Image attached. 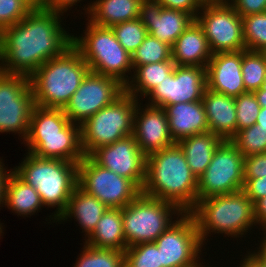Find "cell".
Wrapping results in <instances>:
<instances>
[{
  "label": "cell",
  "mask_w": 266,
  "mask_h": 267,
  "mask_svg": "<svg viewBox=\"0 0 266 267\" xmlns=\"http://www.w3.org/2000/svg\"><path fill=\"white\" fill-rule=\"evenodd\" d=\"M60 15L38 5L19 23L2 29L0 70L30 77L42 64L71 47L73 36L61 27Z\"/></svg>",
  "instance_id": "obj_1"
},
{
  "label": "cell",
  "mask_w": 266,
  "mask_h": 267,
  "mask_svg": "<svg viewBox=\"0 0 266 267\" xmlns=\"http://www.w3.org/2000/svg\"><path fill=\"white\" fill-rule=\"evenodd\" d=\"M198 179L175 143L146 157V177L141 193L176 205L190 213L197 204Z\"/></svg>",
  "instance_id": "obj_2"
},
{
  "label": "cell",
  "mask_w": 266,
  "mask_h": 267,
  "mask_svg": "<svg viewBox=\"0 0 266 267\" xmlns=\"http://www.w3.org/2000/svg\"><path fill=\"white\" fill-rule=\"evenodd\" d=\"M24 141L29 153L40 158L79 163L85 157L81 126L70 122L61 108L35 105Z\"/></svg>",
  "instance_id": "obj_3"
},
{
  "label": "cell",
  "mask_w": 266,
  "mask_h": 267,
  "mask_svg": "<svg viewBox=\"0 0 266 267\" xmlns=\"http://www.w3.org/2000/svg\"><path fill=\"white\" fill-rule=\"evenodd\" d=\"M89 71L73 45L61 56L51 58L29 77L35 105L63 109Z\"/></svg>",
  "instance_id": "obj_4"
},
{
  "label": "cell",
  "mask_w": 266,
  "mask_h": 267,
  "mask_svg": "<svg viewBox=\"0 0 266 267\" xmlns=\"http://www.w3.org/2000/svg\"><path fill=\"white\" fill-rule=\"evenodd\" d=\"M14 172L37 190L44 206L58 207L55 220L66 210L78 182V163L40 158L29 152Z\"/></svg>",
  "instance_id": "obj_5"
},
{
  "label": "cell",
  "mask_w": 266,
  "mask_h": 267,
  "mask_svg": "<svg viewBox=\"0 0 266 267\" xmlns=\"http://www.w3.org/2000/svg\"><path fill=\"white\" fill-rule=\"evenodd\" d=\"M190 213L195 218L202 244L210 232L239 237L256 224L254 203L243 190L201 199Z\"/></svg>",
  "instance_id": "obj_6"
},
{
  "label": "cell",
  "mask_w": 266,
  "mask_h": 267,
  "mask_svg": "<svg viewBox=\"0 0 266 267\" xmlns=\"http://www.w3.org/2000/svg\"><path fill=\"white\" fill-rule=\"evenodd\" d=\"M85 36L74 37L73 46L81 53L90 71L117 79L126 86V72L133 69L132 56L118 42L111 27L89 21Z\"/></svg>",
  "instance_id": "obj_7"
},
{
  "label": "cell",
  "mask_w": 266,
  "mask_h": 267,
  "mask_svg": "<svg viewBox=\"0 0 266 267\" xmlns=\"http://www.w3.org/2000/svg\"><path fill=\"white\" fill-rule=\"evenodd\" d=\"M138 100L124 92L114 102L81 124V143L85 156L101 146L133 135L134 114Z\"/></svg>",
  "instance_id": "obj_8"
},
{
  "label": "cell",
  "mask_w": 266,
  "mask_h": 267,
  "mask_svg": "<svg viewBox=\"0 0 266 267\" xmlns=\"http://www.w3.org/2000/svg\"><path fill=\"white\" fill-rule=\"evenodd\" d=\"M171 212L177 213L178 218L183 213L170 202L140 193L132 202L122 208L126 246L155 242L175 222L170 219L172 218Z\"/></svg>",
  "instance_id": "obj_9"
},
{
  "label": "cell",
  "mask_w": 266,
  "mask_h": 267,
  "mask_svg": "<svg viewBox=\"0 0 266 267\" xmlns=\"http://www.w3.org/2000/svg\"><path fill=\"white\" fill-rule=\"evenodd\" d=\"M77 185L108 208L122 209L141 193L130 179L102 167L90 156L78 163Z\"/></svg>",
  "instance_id": "obj_10"
},
{
  "label": "cell",
  "mask_w": 266,
  "mask_h": 267,
  "mask_svg": "<svg viewBox=\"0 0 266 267\" xmlns=\"http://www.w3.org/2000/svg\"><path fill=\"white\" fill-rule=\"evenodd\" d=\"M244 156L230 141L216 149L210 164L198 178L197 202L214 195L238 192L244 187Z\"/></svg>",
  "instance_id": "obj_11"
},
{
  "label": "cell",
  "mask_w": 266,
  "mask_h": 267,
  "mask_svg": "<svg viewBox=\"0 0 266 267\" xmlns=\"http://www.w3.org/2000/svg\"><path fill=\"white\" fill-rule=\"evenodd\" d=\"M228 1L202 4L200 10L204 11L195 18L203 29L212 54L246 49L242 16L228 4Z\"/></svg>",
  "instance_id": "obj_12"
},
{
  "label": "cell",
  "mask_w": 266,
  "mask_h": 267,
  "mask_svg": "<svg viewBox=\"0 0 266 267\" xmlns=\"http://www.w3.org/2000/svg\"><path fill=\"white\" fill-rule=\"evenodd\" d=\"M35 107L30 79L24 75H0V132L20 133L27 137Z\"/></svg>",
  "instance_id": "obj_13"
},
{
  "label": "cell",
  "mask_w": 266,
  "mask_h": 267,
  "mask_svg": "<svg viewBox=\"0 0 266 267\" xmlns=\"http://www.w3.org/2000/svg\"><path fill=\"white\" fill-rule=\"evenodd\" d=\"M124 92L117 79L89 71L63 111L70 122L81 125Z\"/></svg>",
  "instance_id": "obj_14"
},
{
  "label": "cell",
  "mask_w": 266,
  "mask_h": 267,
  "mask_svg": "<svg viewBox=\"0 0 266 267\" xmlns=\"http://www.w3.org/2000/svg\"><path fill=\"white\" fill-rule=\"evenodd\" d=\"M175 221L154 242L162 267H188L200 258L202 242L193 215L182 213Z\"/></svg>",
  "instance_id": "obj_15"
},
{
  "label": "cell",
  "mask_w": 266,
  "mask_h": 267,
  "mask_svg": "<svg viewBox=\"0 0 266 267\" xmlns=\"http://www.w3.org/2000/svg\"><path fill=\"white\" fill-rule=\"evenodd\" d=\"M207 88V70L200 66L175 65L173 72L147 95L149 105L164 107L201 101Z\"/></svg>",
  "instance_id": "obj_16"
},
{
  "label": "cell",
  "mask_w": 266,
  "mask_h": 267,
  "mask_svg": "<svg viewBox=\"0 0 266 267\" xmlns=\"http://www.w3.org/2000/svg\"><path fill=\"white\" fill-rule=\"evenodd\" d=\"M97 164L130 179L142 190L146 177V155L133 135L101 146L89 155Z\"/></svg>",
  "instance_id": "obj_17"
},
{
  "label": "cell",
  "mask_w": 266,
  "mask_h": 267,
  "mask_svg": "<svg viewBox=\"0 0 266 267\" xmlns=\"http://www.w3.org/2000/svg\"><path fill=\"white\" fill-rule=\"evenodd\" d=\"M138 18L148 34L171 47L195 20L184 11L163 8L157 0H142Z\"/></svg>",
  "instance_id": "obj_18"
},
{
  "label": "cell",
  "mask_w": 266,
  "mask_h": 267,
  "mask_svg": "<svg viewBox=\"0 0 266 267\" xmlns=\"http://www.w3.org/2000/svg\"><path fill=\"white\" fill-rule=\"evenodd\" d=\"M147 105L142 112L137 103L133 124V136L146 156L175 144L170 135L165 109Z\"/></svg>",
  "instance_id": "obj_19"
},
{
  "label": "cell",
  "mask_w": 266,
  "mask_h": 267,
  "mask_svg": "<svg viewBox=\"0 0 266 267\" xmlns=\"http://www.w3.org/2000/svg\"><path fill=\"white\" fill-rule=\"evenodd\" d=\"M241 67L242 50L212 54L206 67L207 88L234 98L247 92Z\"/></svg>",
  "instance_id": "obj_20"
},
{
  "label": "cell",
  "mask_w": 266,
  "mask_h": 267,
  "mask_svg": "<svg viewBox=\"0 0 266 267\" xmlns=\"http://www.w3.org/2000/svg\"><path fill=\"white\" fill-rule=\"evenodd\" d=\"M163 108L167 115L170 135L175 143L186 137L209 132L202 100L176 103Z\"/></svg>",
  "instance_id": "obj_21"
},
{
  "label": "cell",
  "mask_w": 266,
  "mask_h": 267,
  "mask_svg": "<svg viewBox=\"0 0 266 267\" xmlns=\"http://www.w3.org/2000/svg\"><path fill=\"white\" fill-rule=\"evenodd\" d=\"M202 102L209 131L222 140H231L237 133L235 98L206 88Z\"/></svg>",
  "instance_id": "obj_22"
},
{
  "label": "cell",
  "mask_w": 266,
  "mask_h": 267,
  "mask_svg": "<svg viewBox=\"0 0 266 267\" xmlns=\"http://www.w3.org/2000/svg\"><path fill=\"white\" fill-rule=\"evenodd\" d=\"M171 48L172 61L175 65L206 68L212 57L203 29L196 20L182 33Z\"/></svg>",
  "instance_id": "obj_23"
},
{
  "label": "cell",
  "mask_w": 266,
  "mask_h": 267,
  "mask_svg": "<svg viewBox=\"0 0 266 267\" xmlns=\"http://www.w3.org/2000/svg\"><path fill=\"white\" fill-rule=\"evenodd\" d=\"M108 207L96 197L83 191L78 185L69 198L66 210L57 221L67 220L73 216L79 222L87 237L96 228V225Z\"/></svg>",
  "instance_id": "obj_24"
},
{
  "label": "cell",
  "mask_w": 266,
  "mask_h": 267,
  "mask_svg": "<svg viewBox=\"0 0 266 267\" xmlns=\"http://www.w3.org/2000/svg\"><path fill=\"white\" fill-rule=\"evenodd\" d=\"M142 0H96L88 6L90 22L102 27L138 19Z\"/></svg>",
  "instance_id": "obj_25"
},
{
  "label": "cell",
  "mask_w": 266,
  "mask_h": 267,
  "mask_svg": "<svg viewBox=\"0 0 266 267\" xmlns=\"http://www.w3.org/2000/svg\"><path fill=\"white\" fill-rule=\"evenodd\" d=\"M223 141L218 135L209 131L183 138L177 144L182 149L188 166L198 179L210 164L217 147Z\"/></svg>",
  "instance_id": "obj_26"
},
{
  "label": "cell",
  "mask_w": 266,
  "mask_h": 267,
  "mask_svg": "<svg viewBox=\"0 0 266 267\" xmlns=\"http://www.w3.org/2000/svg\"><path fill=\"white\" fill-rule=\"evenodd\" d=\"M85 244L95 248L124 252L127 246L123 233L122 209L108 208L98 221L96 228L88 236Z\"/></svg>",
  "instance_id": "obj_27"
},
{
  "label": "cell",
  "mask_w": 266,
  "mask_h": 267,
  "mask_svg": "<svg viewBox=\"0 0 266 267\" xmlns=\"http://www.w3.org/2000/svg\"><path fill=\"white\" fill-rule=\"evenodd\" d=\"M4 205L21 216L35 213L43 203L37 190L11 171L6 182Z\"/></svg>",
  "instance_id": "obj_28"
},
{
  "label": "cell",
  "mask_w": 266,
  "mask_h": 267,
  "mask_svg": "<svg viewBox=\"0 0 266 267\" xmlns=\"http://www.w3.org/2000/svg\"><path fill=\"white\" fill-rule=\"evenodd\" d=\"M174 67L175 64L172 61V58L168 61L133 66V69L135 70L134 77L130 83L126 84L125 92L134 96L137 100L139 92L140 95L142 94L146 97L154 87L159 85V83L165 80V78L173 72Z\"/></svg>",
  "instance_id": "obj_29"
},
{
  "label": "cell",
  "mask_w": 266,
  "mask_h": 267,
  "mask_svg": "<svg viewBox=\"0 0 266 267\" xmlns=\"http://www.w3.org/2000/svg\"><path fill=\"white\" fill-rule=\"evenodd\" d=\"M242 77L245 90L254 92L263 86L266 74V59L262 52L242 50Z\"/></svg>",
  "instance_id": "obj_30"
},
{
  "label": "cell",
  "mask_w": 266,
  "mask_h": 267,
  "mask_svg": "<svg viewBox=\"0 0 266 267\" xmlns=\"http://www.w3.org/2000/svg\"><path fill=\"white\" fill-rule=\"evenodd\" d=\"M74 267H124V252L85 244Z\"/></svg>",
  "instance_id": "obj_31"
},
{
  "label": "cell",
  "mask_w": 266,
  "mask_h": 267,
  "mask_svg": "<svg viewBox=\"0 0 266 267\" xmlns=\"http://www.w3.org/2000/svg\"><path fill=\"white\" fill-rule=\"evenodd\" d=\"M171 58V46L148 34L132 55V66L168 61Z\"/></svg>",
  "instance_id": "obj_32"
},
{
  "label": "cell",
  "mask_w": 266,
  "mask_h": 267,
  "mask_svg": "<svg viewBox=\"0 0 266 267\" xmlns=\"http://www.w3.org/2000/svg\"><path fill=\"white\" fill-rule=\"evenodd\" d=\"M230 141L244 157L266 153V128L255 123L238 131Z\"/></svg>",
  "instance_id": "obj_33"
},
{
  "label": "cell",
  "mask_w": 266,
  "mask_h": 267,
  "mask_svg": "<svg viewBox=\"0 0 266 267\" xmlns=\"http://www.w3.org/2000/svg\"><path fill=\"white\" fill-rule=\"evenodd\" d=\"M246 50L262 52L266 48V12L242 17Z\"/></svg>",
  "instance_id": "obj_34"
},
{
  "label": "cell",
  "mask_w": 266,
  "mask_h": 267,
  "mask_svg": "<svg viewBox=\"0 0 266 267\" xmlns=\"http://www.w3.org/2000/svg\"><path fill=\"white\" fill-rule=\"evenodd\" d=\"M118 42L132 56L148 35L141 20L135 19L115 24L111 27Z\"/></svg>",
  "instance_id": "obj_35"
},
{
  "label": "cell",
  "mask_w": 266,
  "mask_h": 267,
  "mask_svg": "<svg viewBox=\"0 0 266 267\" xmlns=\"http://www.w3.org/2000/svg\"><path fill=\"white\" fill-rule=\"evenodd\" d=\"M124 267H162L157 245L148 242L127 247L124 251Z\"/></svg>",
  "instance_id": "obj_36"
},
{
  "label": "cell",
  "mask_w": 266,
  "mask_h": 267,
  "mask_svg": "<svg viewBox=\"0 0 266 267\" xmlns=\"http://www.w3.org/2000/svg\"><path fill=\"white\" fill-rule=\"evenodd\" d=\"M39 0H0V31L19 23Z\"/></svg>",
  "instance_id": "obj_37"
},
{
  "label": "cell",
  "mask_w": 266,
  "mask_h": 267,
  "mask_svg": "<svg viewBox=\"0 0 266 267\" xmlns=\"http://www.w3.org/2000/svg\"><path fill=\"white\" fill-rule=\"evenodd\" d=\"M237 132L251 127L257 121L261 110L260 104L254 92H245L235 97Z\"/></svg>",
  "instance_id": "obj_38"
},
{
  "label": "cell",
  "mask_w": 266,
  "mask_h": 267,
  "mask_svg": "<svg viewBox=\"0 0 266 267\" xmlns=\"http://www.w3.org/2000/svg\"><path fill=\"white\" fill-rule=\"evenodd\" d=\"M244 178L266 176V153L244 157Z\"/></svg>",
  "instance_id": "obj_39"
},
{
  "label": "cell",
  "mask_w": 266,
  "mask_h": 267,
  "mask_svg": "<svg viewBox=\"0 0 266 267\" xmlns=\"http://www.w3.org/2000/svg\"><path fill=\"white\" fill-rule=\"evenodd\" d=\"M228 4L242 17L266 12V0H231Z\"/></svg>",
  "instance_id": "obj_40"
},
{
  "label": "cell",
  "mask_w": 266,
  "mask_h": 267,
  "mask_svg": "<svg viewBox=\"0 0 266 267\" xmlns=\"http://www.w3.org/2000/svg\"><path fill=\"white\" fill-rule=\"evenodd\" d=\"M243 191L253 203L266 196V176L259 178H244Z\"/></svg>",
  "instance_id": "obj_41"
},
{
  "label": "cell",
  "mask_w": 266,
  "mask_h": 267,
  "mask_svg": "<svg viewBox=\"0 0 266 267\" xmlns=\"http://www.w3.org/2000/svg\"><path fill=\"white\" fill-rule=\"evenodd\" d=\"M163 8L181 10L194 18L198 15V10L201 9L202 4L198 0H157Z\"/></svg>",
  "instance_id": "obj_42"
},
{
  "label": "cell",
  "mask_w": 266,
  "mask_h": 267,
  "mask_svg": "<svg viewBox=\"0 0 266 267\" xmlns=\"http://www.w3.org/2000/svg\"><path fill=\"white\" fill-rule=\"evenodd\" d=\"M77 1L80 2L81 0H39V6L47 10L63 13V11L65 12L75 5Z\"/></svg>",
  "instance_id": "obj_43"
},
{
  "label": "cell",
  "mask_w": 266,
  "mask_h": 267,
  "mask_svg": "<svg viewBox=\"0 0 266 267\" xmlns=\"http://www.w3.org/2000/svg\"><path fill=\"white\" fill-rule=\"evenodd\" d=\"M254 217L255 222L260 223L264 229L266 227V196L254 203Z\"/></svg>",
  "instance_id": "obj_44"
},
{
  "label": "cell",
  "mask_w": 266,
  "mask_h": 267,
  "mask_svg": "<svg viewBox=\"0 0 266 267\" xmlns=\"http://www.w3.org/2000/svg\"><path fill=\"white\" fill-rule=\"evenodd\" d=\"M5 170L6 169L3 168V164L0 160V205L4 203L6 182L11 173V171L6 172Z\"/></svg>",
  "instance_id": "obj_45"
},
{
  "label": "cell",
  "mask_w": 266,
  "mask_h": 267,
  "mask_svg": "<svg viewBox=\"0 0 266 267\" xmlns=\"http://www.w3.org/2000/svg\"><path fill=\"white\" fill-rule=\"evenodd\" d=\"M258 252L251 253V255L260 263L262 267H266V241L263 238Z\"/></svg>",
  "instance_id": "obj_46"
},
{
  "label": "cell",
  "mask_w": 266,
  "mask_h": 267,
  "mask_svg": "<svg viewBox=\"0 0 266 267\" xmlns=\"http://www.w3.org/2000/svg\"><path fill=\"white\" fill-rule=\"evenodd\" d=\"M254 94L260 104V107H266V86H262L260 89L255 90Z\"/></svg>",
  "instance_id": "obj_47"
},
{
  "label": "cell",
  "mask_w": 266,
  "mask_h": 267,
  "mask_svg": "<svg viewBox=\"0 0 266 267\" xmlns=\"http://www.w3.org/2000/svg\"><path fill=\"white\" fill-rule=\"evenodd\" d=\"M241 262L240 267H262L251 254H248Z\"/></svg>",
  "instance_id": "obj_48"
},
{
  "label": "cell",
  "mask_w": 266,
  "mask_h": 267,
  "mask_svg": "<svg viewBox=\"0 0 266 267\" xmlns=\"http://www.w3.org/2000/svg\"><path fill=\"white\" fill-rule=\"evenodd\" d=\"M256 124H259L260 127L266 128V107H261Z\"/></svg>",
  "instance_id": "obj_49"
},
{
  "label": "cell",
  "mask_w": 266,
  "mask_h": 267,
  "mask_svg": "<svg viewBox=\"0 0 266 267\" xmlns=\"http://www.w3.org/2000/svg\"><path fill=\"white\" fill-rule=\"evenodd\" d=\"M201 4L217 3L225 0H198Z\"/></svg>",
  "instance_id": "obj_50"
},
{
  "label": "cell",
  "mask_w": 266,
  "mask_h": 267,
  "mask_svg": "<svg viewBox=\"0 0 266 267\" xmlns=\"http://www.w3.org/2000/svg\"><path fill=\"white\" fill-rule=\"evenodd\" d=\"M188 267H201V266H200V263L195 262L194 264H192V265H190Z\"/></svg>",
  "instance_id": "obj_51"
},
{
  "label": "cell",
  "mask_w": 266,
  "mask_h": 267,
  "mask_svg": "<svg viewBox=\"0 0 266 267\" xmlns=\"http://www.w3.org/2000/svg\"><path fill=\"white\" fill-rule=\"evenodd\" d=\"M262 53H263V55H264V57L266 59V48L262 51Z\"/></svg>",
  "instance_id": "obj_52"
},
{
  "label": "cell",
  "mask_w": 266,
  "mask_h": 267,
  "mask_svg": "<svg viewBox=\"0 0 266 267\" xmlns=\"http://www.w3.org/2000/svg\"><path fill=\"white\" fill-rule=\"evenodd\" d=\"M263 86H266V74H265V77H264Z\"/></svg>",
  "instance_id": "obj_53"
},
{
  "label": "cell",
  "mask_w": 266,
  "mask_h": 267,
  "mask_svg": "<svg viewBox=\"0 0 266 267\" xmlns=\"http://www.w3.org/2000/svg\"><path fill=\"white\" fill-rule=\"evenodd\" d=\"M264 230L266 231V227H265V229H264ZM264 233H266V232H264ZM264 235H266V234H264ZM264 238H265L264 240L266 241V237H265V236H264Z\"/></svg>",
  "instance_id": "obj_54"
}]
</instances>
